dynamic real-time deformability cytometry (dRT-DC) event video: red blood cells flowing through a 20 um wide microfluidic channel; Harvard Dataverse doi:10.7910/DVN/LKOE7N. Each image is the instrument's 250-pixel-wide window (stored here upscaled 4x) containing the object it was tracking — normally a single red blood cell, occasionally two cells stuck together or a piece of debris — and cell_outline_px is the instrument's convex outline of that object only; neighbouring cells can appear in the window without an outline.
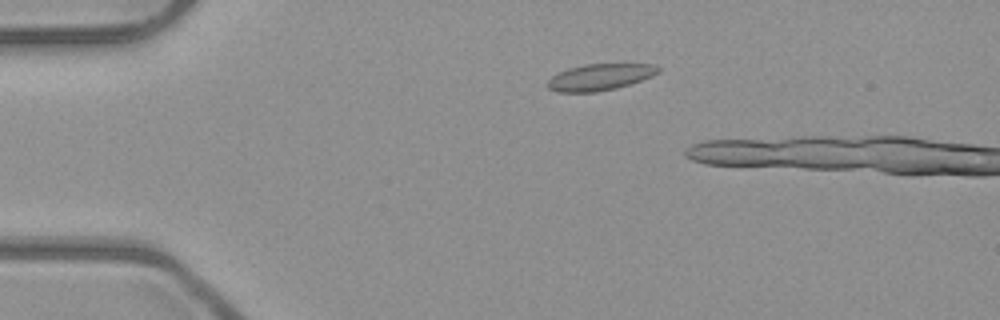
{"species": "common noctule bat (a hibernating species)", "species_latin": "Nyctalus noctula", "temperature_condition": "room temperature", "stored_images_in_passage": 20, "camera_frame_rate_fps": 3000, "um_per_image_px": 0.085, "animal": {"sex": "male", "body_mass_g": 23.1, "forearm_length_mm": 52.7}, "frame": {"image": 1, "passage_image": 12, "time_ms": 3.667, "image_size_px": [1000, 320], "cell_outline_px": [[660, 72], [652, 76], [616, 88], [596, 92], [556, 92], [548, 88], [544, 84], [552, 76], [568, 68], [584, 64], [656, 64], [660, 68]], "centroid_in_image_um": [50.96, 6.55], "position_along_channel_um": 34.0, "area_um2": 17.11}}